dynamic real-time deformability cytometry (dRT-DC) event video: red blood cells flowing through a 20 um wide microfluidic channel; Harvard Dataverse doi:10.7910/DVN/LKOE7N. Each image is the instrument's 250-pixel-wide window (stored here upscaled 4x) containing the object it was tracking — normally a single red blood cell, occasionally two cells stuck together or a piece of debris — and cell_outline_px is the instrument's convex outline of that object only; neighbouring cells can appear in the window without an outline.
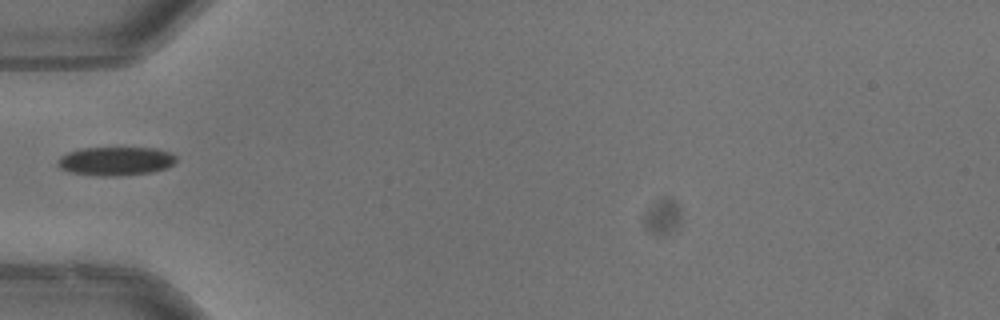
{"species": "common noctule bat (a hibernating species)", "species_latin": "Nyctalus noctula", "temperature_condition": "warm", "stored_images_in_passage": 17, "camera_frame_rate_fps": 3000, "um_per_image_px": 0.085, "animal": {"sex": "male", "body_mass_g": 13.3}, "frame": {"image": 1, "passage_image": 1, "time_ms": 0.0, "image_size_px": [1000, 320], "cell_outline_px": [[176, 160], [172, 164], [164, 168], [152, 172], [116, 176], [100, 176], [68, 172], [60, 168], [56, 164], [60, 156], [68, 152], [84, 148], [156, 148], [168, 152], [176, 156]], "centroid_in_image_um": [9.79, 13.7], "position_along_channel_um": 75.2, "area_um2": 19.71}}